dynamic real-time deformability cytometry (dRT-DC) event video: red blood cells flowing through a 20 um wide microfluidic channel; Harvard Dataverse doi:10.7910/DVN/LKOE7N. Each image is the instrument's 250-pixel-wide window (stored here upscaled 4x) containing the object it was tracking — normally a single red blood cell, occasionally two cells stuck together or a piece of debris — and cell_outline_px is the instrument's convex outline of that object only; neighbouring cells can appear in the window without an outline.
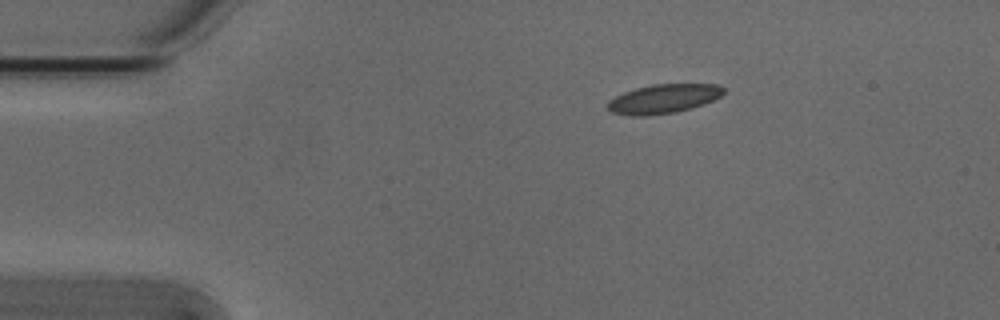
{"species": "Egyptian fruit bat (a non-hibernating species)", "species_latin": "Rousettus aegyptiacus", "temperature_condition": "cold", "stored_images_in_passage": 2, "camera_frame_rate_fps": 3000, "um_per_image_px": 0.085, "animal": {"sex": "male"}, "frame": {"image": 1, "passage_image": 1, "time_ms": 0.0, "image_size_px": [1000, 320], "cell_outline_px": [[724, 92], [720, 96], [704, 104], [692, 108], [676, 112], [644, 116], [632, 116], [612, 112], [608, 108], [608, 100], [624, 92], [636, 88], [652, 84], [720, 84], [724, 88]], "centroid_in_image_um": [56.41, 8.39], "position_along_channel_um": 28.6, "area_um2": 19.65}}